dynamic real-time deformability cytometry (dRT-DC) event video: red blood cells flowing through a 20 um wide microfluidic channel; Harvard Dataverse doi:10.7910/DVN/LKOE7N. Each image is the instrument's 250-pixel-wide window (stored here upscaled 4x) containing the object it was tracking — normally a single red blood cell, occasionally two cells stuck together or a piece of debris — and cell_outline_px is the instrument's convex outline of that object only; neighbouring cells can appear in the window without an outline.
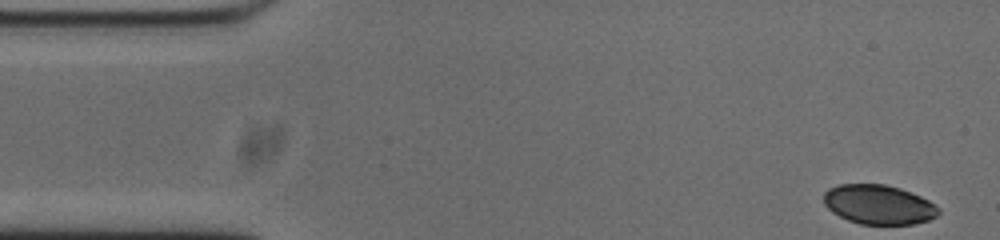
{"species": "common noctule bat (a hibernating species)", "species_latin": "Nyctalus noctula", "temperature_condition": "cold", "stored_images_in_passage": 51, "camera_frame_rate_fps": 3000, "um_per_image_px": 0.085, "animal": {"sex": "male", "body_mass_g": 20.0, "forearm_length_mm": 53.3}, "frame": {"image": 1, "passage_image": 1, "time_ms": 0.0, "image_size_px": [1000, 240], "cell_outline_px": [[940, 212], [936, 216], [928, 220], [912, 224], [860, 224], [848, 220], [832, 212], [824, 204], [824, 192], [828, 188], [840, 184], [884, 184], [900, 188], [920, 196], [928, 200], [940, 208]], "centroid_in_image_um": [74.68, 17.38], "position_along_channel_um": 10.3, "area_um2": 26.36}}
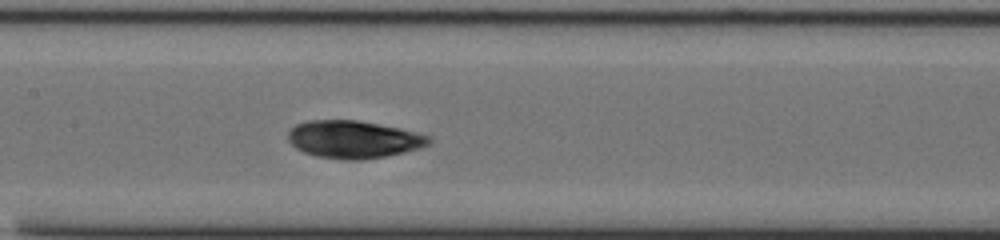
{"frame": {"image": 2, "passage_image": 22, "time_ms": 7.0, "image_size_px": [1000, 240], "cell_outline_px": [[432, 144], [420, 148], [404, 152], [364, 160], [344, 160], [316, 156], [304, 152], [296, 148], [288, 140], [288, 132], [296, 124], [308, 120], [356, 120], [400, 128], [432, 136]], "centroid_in_image_um": [30.08, 11.85], "position_along_channel_um": 177.3, "area_um2": 30.98}}
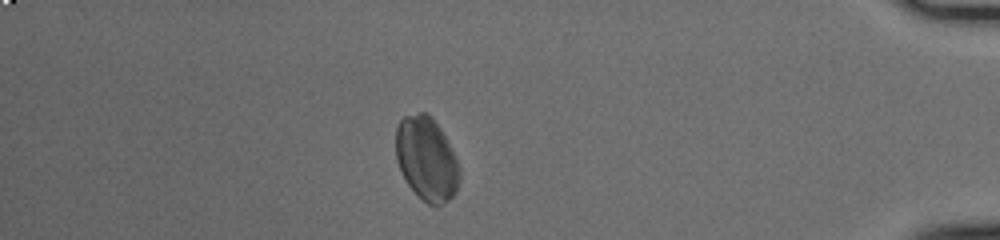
{"frame": {"image": 3, "passage_image": 44, "time_ms": 14.333, "image_size_px": [1000, 240], "cell_outline_px": [[460, 176], [456, 192], [448, 200], [436, 208], [428, 204], [408, 184], [396, 160], [396, 128], [400, 120], [404, 116], [420, 112], [424, 112], [440, 128], [460, 168]], "centroid_in_image_um": [36.25, 13.52], "position_along_channel_um": 398.9, "area_um2": 30.52}}